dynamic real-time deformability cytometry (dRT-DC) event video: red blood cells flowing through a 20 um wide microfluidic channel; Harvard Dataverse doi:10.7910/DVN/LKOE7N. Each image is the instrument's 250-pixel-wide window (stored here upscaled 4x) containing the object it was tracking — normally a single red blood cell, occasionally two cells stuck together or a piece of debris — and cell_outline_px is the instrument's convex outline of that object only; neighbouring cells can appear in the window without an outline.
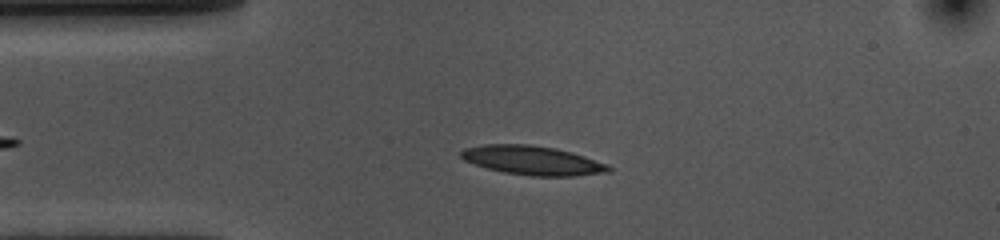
{"species": "common noctule bat (a hibernating species)", "species_latin": "Nyctalus noctula", "temperature_condition": "cold", "stored_images_in_passage": 43, "camera_frame_rate_fps": 3000, "um_per_image_px": 0.085, "animal": {"sex": "female", "body_mass_g": 10.0, "forearm_length_mm": 53.1}, "frame": {"image": 1, "passage_image": 10, "time_ms": 3.0, "image_size_px": [1000, 240], "cell_outline_px": [[612, 172], [572, 176], [532, 176], [504, 172], [488, 168], [464, 160], [460, 156], [460, 152], [464, 148], [484, 144], [532, 144], [572, 152], [608, 164], [612, 168]], "centroid_in_image_um": [45.29, 13.63], "position_along_channel_um": 39.7, "area_um2": 24.97}}
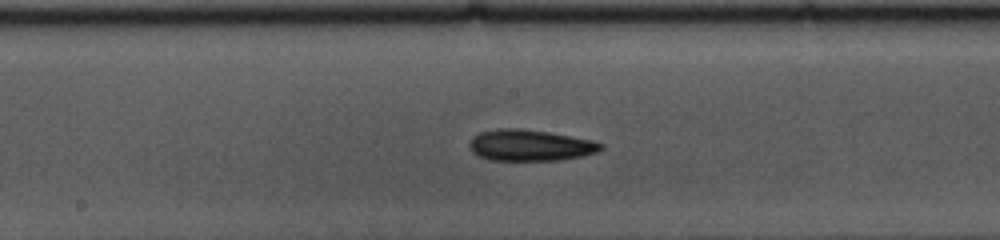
{"frame": {"image": 2, "passage_image": 25, "time_ms": 8.0, "image_size_px": [1000, 240], "cell_outline_px": [[604, 148], [596, 152], [584, 156], [556, 160], [492, 160], [480, 156], [472, 152], [468, 144], [472, 136], [480, 132], [496, 128], [520, 128], [548, 132], [592, 140], [604, 144]], "centroid_in_image_um": [45.05, 12.34], "position_along_channel_um": 203.2, "area_um2": 23.99}}
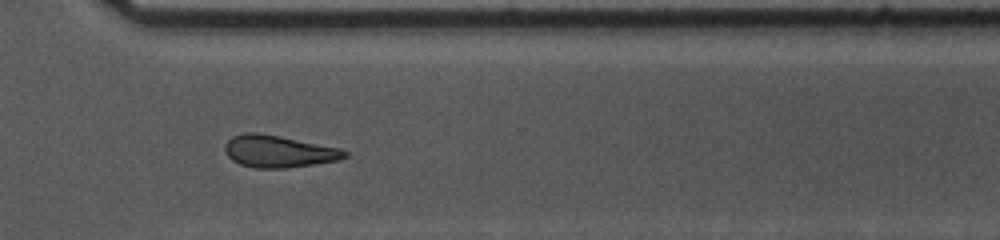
{"frame": {"image": 3, "passage_image": 37, "time_ms": 12.0, "image_size_px": [1000, 240], "cell_outline_px": [[348, 156], [340, 160], [284, 168], [256, 168], [240, 164], [232, 160], [224, 152], [224, 144], [232, 136], [244, 132], [256, 132], [280, 136], [340, 148], [348, 152]], "centroid_in_image_um": [23.65, 12.86], "position_along_channel_um": 346.9, "area_um2": 22.43}, "authors_computed_cell_mechanics": {"area_um2": 23.2356, "velocity_mm_per_s": 3.6058, "shape_relaxation_time_tau1_ms": 4.4356, "shape_relaxation_time_tau2_ms": null, "deformation_change_tau1": 0.1111, "deformation_change_tau2": null}}